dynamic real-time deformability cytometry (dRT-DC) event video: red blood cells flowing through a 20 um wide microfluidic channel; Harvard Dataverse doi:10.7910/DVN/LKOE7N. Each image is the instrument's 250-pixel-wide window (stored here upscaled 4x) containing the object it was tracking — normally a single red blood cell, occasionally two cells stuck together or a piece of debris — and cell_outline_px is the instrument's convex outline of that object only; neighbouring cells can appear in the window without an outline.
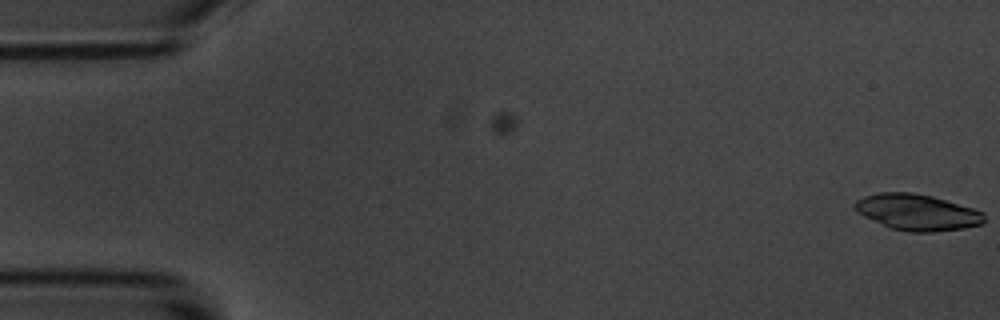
{"species": "common noctule bat (a hibernating species)", "species_latin": "Nyctalus noctula", "temperature_condition": "room temperature", "stored_images_in_passage": 2, "camera_frame_rate_fps": 3000, "um_per_image_px": 0.085, "animal": {"sex": "male", "body_mass_g": 20.1, "forearm_length_mm": 53.5}, "frame": {"image": 1, "passage_image": 2, "time_ms": 1.0, "image_size_px": [1000, 320], "cell_outline_px": [[984, 224], [964, 228], [932, 232], [908, 232], [892, 228], [864, 216], [856, 212], [852, 204], [856, 200], [864, 196], [880, 192], [912, 192], [932, 196], [972, 208], [984, 212]], "centroid_in_image_um": [77.95, 18.04], "position_along_channel_um": 7.0, "area_um2": 27.22}}